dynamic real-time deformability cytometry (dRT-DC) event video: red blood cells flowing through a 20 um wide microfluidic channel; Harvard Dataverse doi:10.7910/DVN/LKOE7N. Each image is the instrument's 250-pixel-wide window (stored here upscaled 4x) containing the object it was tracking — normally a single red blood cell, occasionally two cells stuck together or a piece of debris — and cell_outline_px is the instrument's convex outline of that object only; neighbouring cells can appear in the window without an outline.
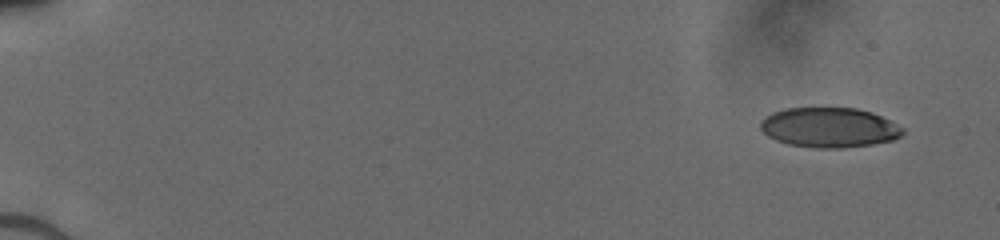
{"species": "human", "species_latin": "Homo sapiens", "temperature_condition": "cold", "stored_images_in_passage": 49, "camera_frame_rate_fps": 3000, "um_per_image_px": 0.085, "donor": {"sex": "male"}, "frame": {"image": 1, "passage_image": 1, "time_ms": 0.0, "image_size_px": [1000, 240], "cell_outline_px": [[904, 132], [900, 136], [892, 140], [872, 144], [840, 148], [816, 148], [788, 144], [776, 140], [768, 136], [760, 128], [760, 120], [764, 116], [772, 112], [784, 108], [856, 108], [872, 112], [904, 128]], "centroid_in_image_um": [70.45, 10.83], "position_along_channel_um": 14.6, "area_um2": 33.06}}
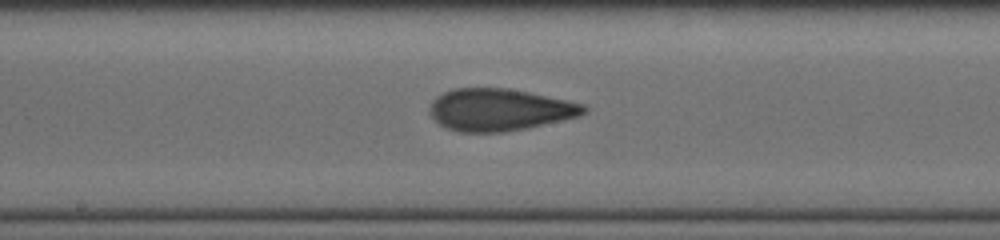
{"frame": {"image": 2, "passage_image": 27, "time_ms": 8.667, "image_size_px": [1000, 240], "cell_outline_px": [[588, 112], [580, 116], [524, 128], [504, 132], [460, 132], [448, 128], [440, 124], [432, 116], [432, 100], [436, 96], [444, 92], [456, 88], [508, 88], [528, 92], [584, 104], [588, 108]], "centroid_in_image_um": [42.48, 9.32], "position_along_channel_um": 205.7, "area_um2": 37.34}}
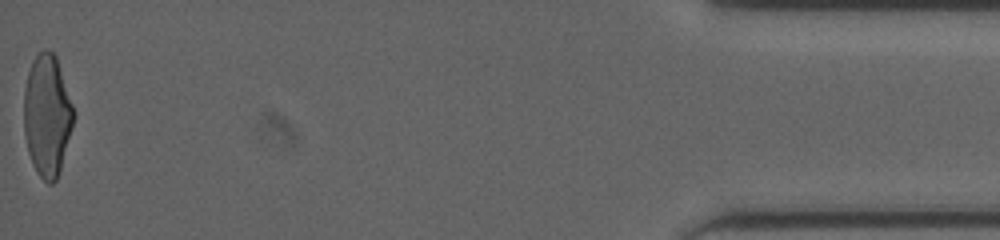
{"frame": {"image": 3, "passage_image": 49, "time_ms": 16.0, "image_size_px": [1000, 240], "cell_outline_px": [[76, 112], [72, 128], [60, 168], [56, 180], [52, 184], [48, 184], [36, 172], [32, 164], [28, 152], [24, 136], [24, 88], [28, 72], [32, 60], [44, 48], [48, 48], [56, 56]], "centroid_in_image_um": [4.01, 9.79], "position_along_channel_um": 431.2, "area_um2": 35.49}}